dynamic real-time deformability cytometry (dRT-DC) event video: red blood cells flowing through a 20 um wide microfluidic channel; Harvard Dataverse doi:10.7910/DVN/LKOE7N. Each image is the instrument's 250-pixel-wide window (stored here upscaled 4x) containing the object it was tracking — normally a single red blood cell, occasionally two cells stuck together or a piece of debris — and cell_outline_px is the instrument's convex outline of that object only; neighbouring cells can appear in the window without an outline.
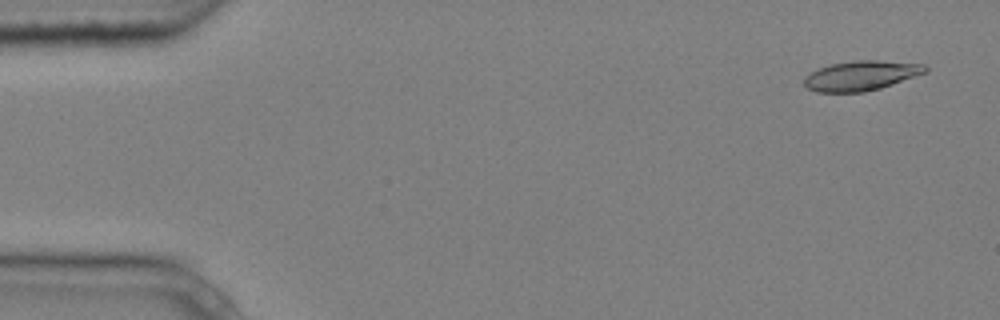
{"species": "common noctule bat (a hibernating species)", "species_latin": "Nyctalus noctula", "temperature_condition": "cold", "stored_images_in_passage": 4, "camera_frame_rate_fps": 3000, "um_per_image_px": 0.085, "animal": {"sex": "male", "body_mass_g": 20.4}, "frame": {"image": 1, "passage_image": 1, "time_ms": 0.0, "image_size_px": [1000, 320], "cell_outline_px": [[928, 72], [880, 88], [864, 92], [816, 92], [808, 88], [804, 84], [804, 76], [820, 68], [832, 64], [852, 60], [880, 60], [924, 64], [928, 68]], "centroid_in_image_um": [73.21, 6.42], "position_along_channel_um": 11.8, "area_um2": 20.98}}
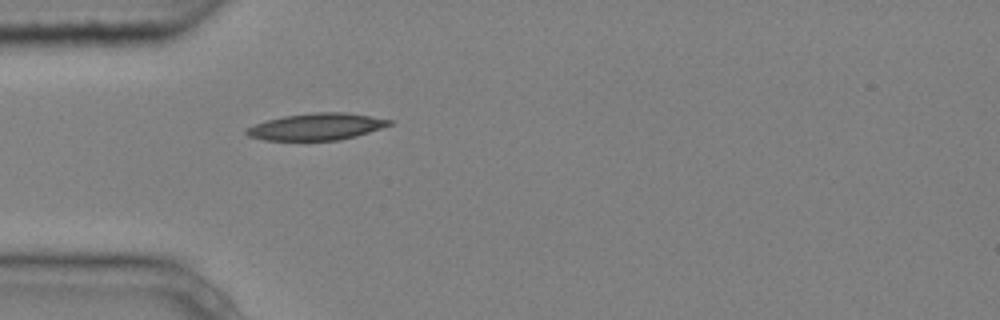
{"frame": {"image": 2, "passage_image": 4, "time_ms": 1.0, "image_size_px": [1000, 320], "cell_outline_px": [[392, 124], [356, 136], [340, 140], [264, 140], [248, 136], [244, 132], [244, 128], [268, 120], [284, 116], [312, 112], [344, 112], [392, 120]], "centroid_in_image_um": [26.86, 10.77], "position_along_channel_um": 58.1, "area_um2": 22.14}}